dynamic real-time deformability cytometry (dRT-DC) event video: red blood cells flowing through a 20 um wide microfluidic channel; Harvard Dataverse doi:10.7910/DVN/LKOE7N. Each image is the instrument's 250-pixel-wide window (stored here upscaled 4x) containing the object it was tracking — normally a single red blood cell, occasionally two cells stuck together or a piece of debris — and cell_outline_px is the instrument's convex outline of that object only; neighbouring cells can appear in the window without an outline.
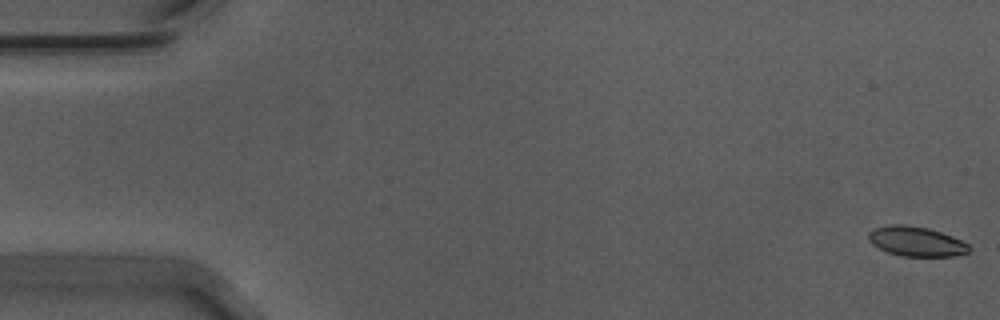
{"species": "Egyptian fruit bat (a non-hibernating species)", "species_latin": "Rousettus aegyptiacus", "temperature_condition": "warm", "stored_images_in_passage": 46, "camera_frame_rate_fps": 3000, "um_per_image_px": 0.085, "animal": {"sex": "male"}, "frame": {"image": 1, "passage_image": 1, "time_ms": 0.0, "image_size_px": [1000, 320], "cell_outline_px": [[972, 252], [956, 256], [900, 256], [888, 252], [872, 244], [868, 240], [868, 232], [876, 228], [892, 224], [904, 224], [928, 228], [952, 236], [968, 244], [972, 248]], "centroid_in_image_um": [77.91, 20.53], "position_along_channel_um": 7.1, "area_um2": 17.51}}
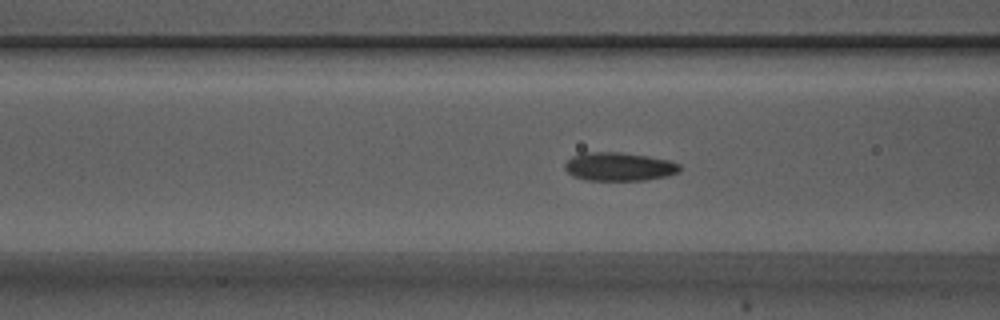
{"frame": {"image": 2, "passage_image": 22, "time_ms": 7.0, "image_size_px": [1000, 320], "cell_outline_px": [[680, 172], [668, 176], [648, 180], [588, 180], [572, 176], [564, 168], [564, 164], [572, 156], [584, 152], [620, 152], [648, 156], [668, 160], [680, 164]], "centroid_in_image_um": [52.63, 14.16], "position_along_channel_um": 114.0, "area_um2": 19.19}}
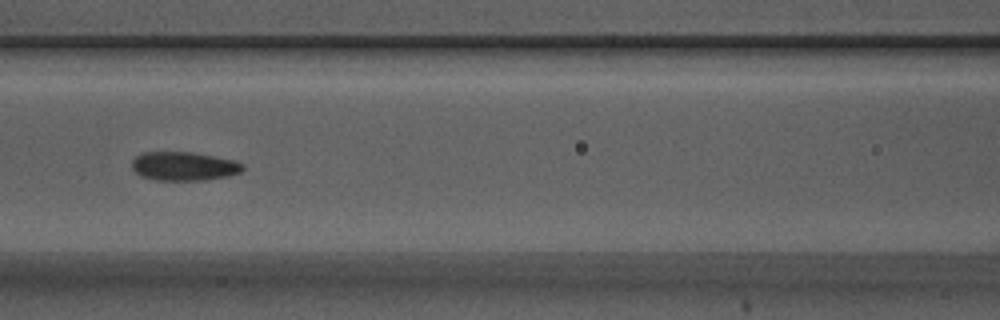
{"frame": {"image": 3, "passage_image": 25, "time_ms": 8.0, "image_size_px": [1000, 320], "cell_outline_px": [[244, 168], [240, 172], [228, 176], [204, 180], [156, 180], [140, 176], [132, 168], [132, 160], [136, 156], [144, 152], [192, 152], [236, 160], [244, 164]], "centroid_in_image_um": [15.64, 14.12], "position_along_channel_um": 151.0, "area_um2": 18.67}}